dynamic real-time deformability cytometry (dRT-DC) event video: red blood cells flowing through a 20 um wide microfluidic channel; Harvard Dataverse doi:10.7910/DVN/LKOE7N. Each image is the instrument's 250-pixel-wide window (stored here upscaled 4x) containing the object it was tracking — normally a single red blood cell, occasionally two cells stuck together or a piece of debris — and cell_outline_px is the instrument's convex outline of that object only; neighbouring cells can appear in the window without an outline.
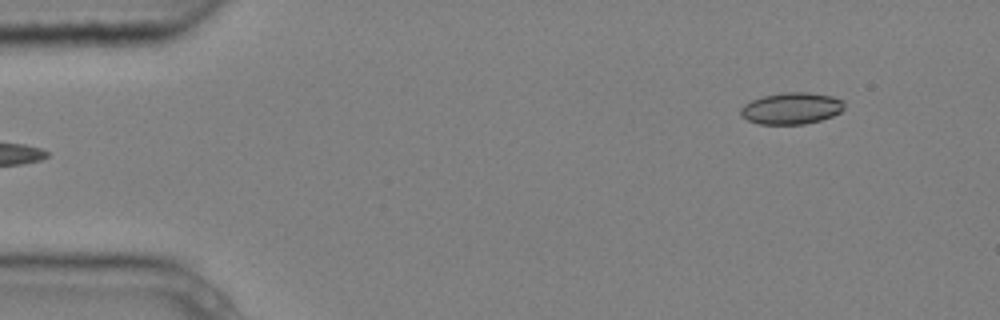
{"species": "common noctule bat (a hibernating species)", "species_latin": "Nyctalus noctula", "temperature_condition": "cold", "stored_images_in_passage": 5, "segment_of_instrument_passage": [2, 2], "camera_frame_rate_fps": 3000, "um_per_image_px": 0.085, "animal": {"sex": "male", "body_mass_g": 20.4}, "frame": {"image": 1, "passage_image": 5, "time_ms": 1.333, "image_size_px": [1000, 320], "cell_outline_px": [[844, 108], [840, 112], [832, 116], [820, 120], [804, 124], [760, 124], [748, 120], [740, 116], [740, 108], [744, 104], [752, 100], [764, 96], [784, 92], [808, 92], [832, 96], [844, 100]], "centroid_in_image_um": [67.27, 9.2], "position_along_channel_um": 17.7, "area_um2": 19.13}}